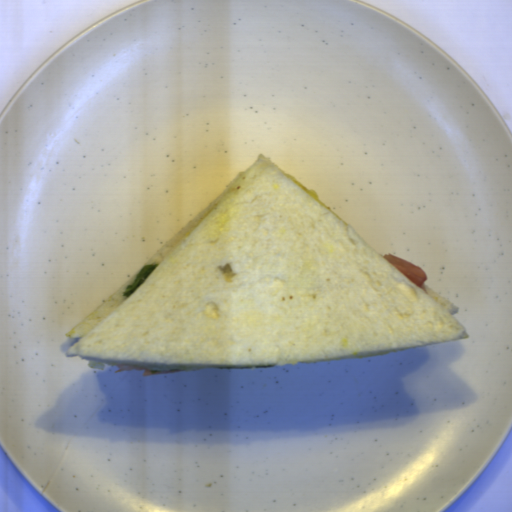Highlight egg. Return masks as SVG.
I'll list each match as a JSON object with an SVG mask.
<instances>
[{
  "mask_svg": "<svg viewBox=\"0 0 512 512\" xmlns=\"http://www.w3.org/2000/svg\"><path fill=\"white\" fill-rule=\"evenodd\" d=\"M290 180H292L299 188H301L306 194H308L311 198H313L315 201H317L320 205H322L325 209H327L329 212H331L334 216H336L348 229L349 231V235H350V238L352 239L353 242H355L356 244H361L363 246H366L369 248L367 242L364 240V238L358 233V231L351 225H349L348 223H346L342 217L336 213L335 211H333L332 209H330L327 205H325L320 199L319 197L317 196L315 190H309L307 189L304 185H302L299 181H297L295 178H293L292 176H290L289 174L286 175Z\"/></svg>",
  "mask_w": 512,
  "mask_h": 512,
  "instance_id": "d2b9013d",
  "label": "egg"
}]
</instances>
